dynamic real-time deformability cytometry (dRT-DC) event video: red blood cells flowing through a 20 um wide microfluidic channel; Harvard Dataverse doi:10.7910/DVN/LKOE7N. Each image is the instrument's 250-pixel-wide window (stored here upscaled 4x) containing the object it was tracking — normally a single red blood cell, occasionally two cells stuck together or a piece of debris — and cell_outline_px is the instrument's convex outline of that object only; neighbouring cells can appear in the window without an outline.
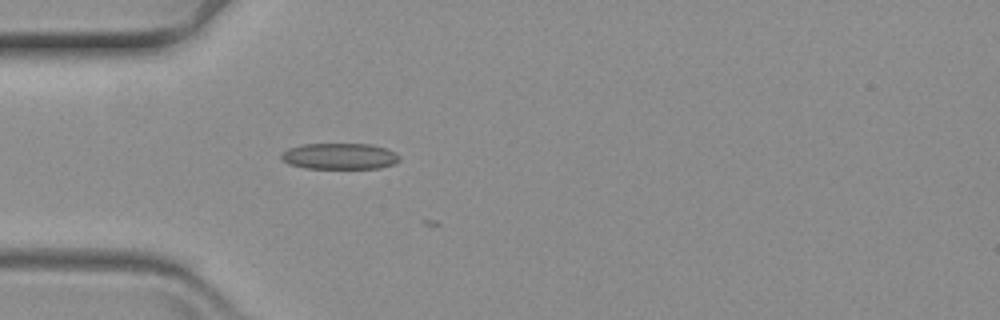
{"species": "common noctule bat (a hibernating species)", "species_latin": "Nyctalus noctula", "temperature_condition": "warm", "stored_images_in_passage": 2, "camera_frame_rate_fps": 3000, "um_per_image_px": 0.085, "animal": {"sex": "female", "body_mass_g": 19.3, "forearm_length_mm": 54.1}, "frame": {"image": 1, "passage_image": 1, "time_ms": 0.0, "image_size_px": [1000, 320], "cell_outline_px": [[400, 160], [392, 164], [380, 168], [304, 168], [288, 164], [280, 156], [280, 152], [288, 148], [300, 144], [372, 144], [396, 152], [400, 156]], "centroid_in_image_um": [28.84, 13.27], "position_along_channel_um": 56.2, "area_um2": 18.09}}